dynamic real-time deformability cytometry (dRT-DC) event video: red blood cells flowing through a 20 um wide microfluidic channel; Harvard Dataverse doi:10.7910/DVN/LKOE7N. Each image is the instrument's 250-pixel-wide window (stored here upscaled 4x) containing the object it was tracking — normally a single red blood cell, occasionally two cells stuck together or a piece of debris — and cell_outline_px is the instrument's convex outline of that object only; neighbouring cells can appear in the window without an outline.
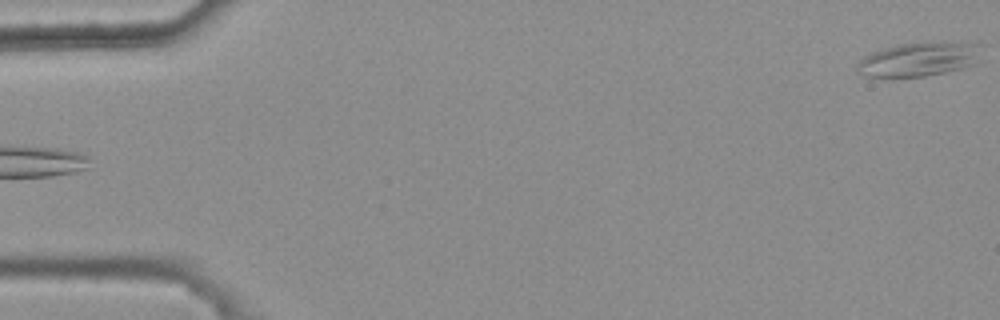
{"species": "common noctule bat (a hibernating species)", "species_latin": "Nyctalus noctula", "temperature_condition": "warm", "stored_images_in_passage": 4, "camera_frame_rate_fps": 3000, "um_per_image_px": 0.085, "animal": {"sex": "female", "body_mass_g": 25.1}, "frame": {"image": 1, "passage_image": 4, "time_ms": 1.0, "image_size_px": [1000, 320], "cell_outline_px": [[976, 64], [964, 68], [924, 76], [864, 76], [856, 72], [856, 64], [864, 56], [880, 48], [896, 44], [924, 40], [944, 40], [972, 44]], "centroid_in_image_um": [77.96, 5.01], "position_along_channel_um": 7.0, "area_um2": 24.62}}